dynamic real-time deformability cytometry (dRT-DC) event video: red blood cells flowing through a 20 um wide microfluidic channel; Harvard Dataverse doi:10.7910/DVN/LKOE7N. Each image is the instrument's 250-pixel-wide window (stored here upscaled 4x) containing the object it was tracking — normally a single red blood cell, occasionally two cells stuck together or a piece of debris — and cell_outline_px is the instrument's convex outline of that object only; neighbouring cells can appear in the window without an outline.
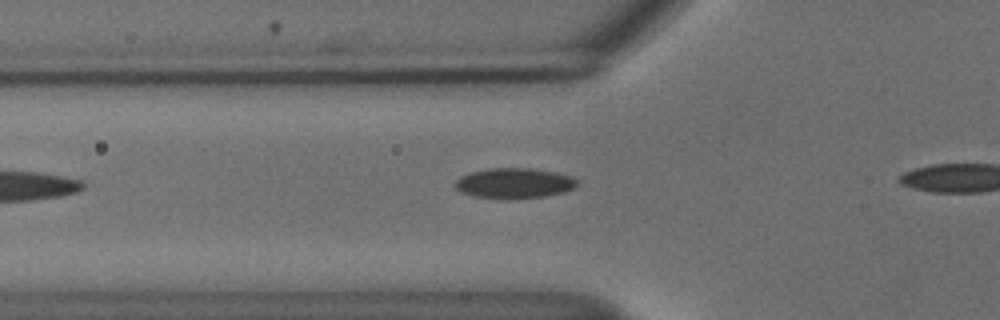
{"species": "common noctule bat (a hibernating species)", "species_latin": "Nyctalus noctula", "temperature_condition": "cold", "stored_images_in_passage": 11, "camera_frame_rate_fps": 3000, "um_per_image_px": 0.085, "animal": {"sex": "male", "body_mass_g": 18.8}, "frame": {"image": 1, "passage_image": 2, "time_ms": 0.333, "image_size_px": [1000, 320], "cell_outline_px": [[576, 184], [572, 188], [564, 192], [544, 196], [476, 196], [460, 192], [456, 188], [456, 180], [460, 176], [472, 172], [488, 168], [528, 168], [556, 172], [572, 176], [576, 180]], "centroid_in_image_um": [43.71, 15.52], "position_along_channel_um": 82.1, "area_um2": 20.52}}
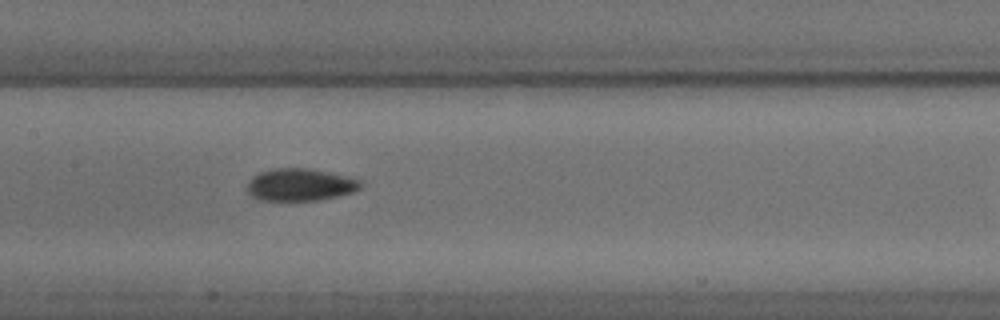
{"frame": {"image": 2, "passage_image": 10, "time_ms": 3.0, "image_size_px": [1000, 320], "cell_outline_px": [[364, 184], [360, 188], [352, 192], [336, 196], [316, 200], [264, 200], [252, 196], [248, 192], [248, 180], [252, 176], [260, 172], [272, 168], [308, 168], [348, 176], [364, 180]], "centroid_in_image_um": [25.54, 15.68], "position_along_channel_um": 181.9, "area_um2": 21.39}}